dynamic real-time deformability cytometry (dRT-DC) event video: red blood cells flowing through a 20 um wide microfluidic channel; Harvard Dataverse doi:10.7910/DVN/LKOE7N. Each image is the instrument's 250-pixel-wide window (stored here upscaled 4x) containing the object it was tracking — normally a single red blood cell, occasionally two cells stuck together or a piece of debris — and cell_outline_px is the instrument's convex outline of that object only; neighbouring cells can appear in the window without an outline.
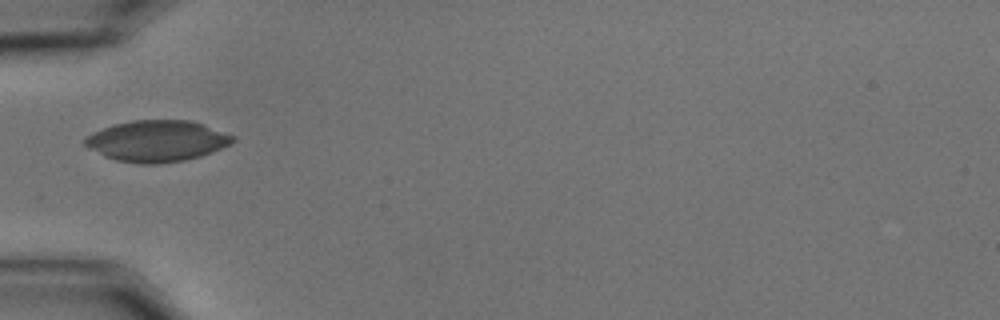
{"species": "common noctule bat (a hibernating species)", "species_latin": "Nyctalus noctula", "temperature_condition": "cold", "stored_images_in_passage": 11, "camera_frame_rate_fps": 3000, "um_per_image_px": 0.085, "animal": {"sex": "male", "body_mass_g": 15.6}, "frame": {"image": 1, "passage_image": 1, "time_ms": 0.0, "image_size_px": [1000, 320], "cell_outline_px": [[236, 140], [232, 144], [200, 156], [184, 160], [156, 164], [140, 164], [116, 160], [104, 156], [88, 148], [84, 144], [84, 140], [92, 132], [116, 124], [132, 120], [188, 120], [204, 124], [236, 136]], "centroid_in_image_um": [13.37, 11.98], "position_along_channel_um": 71.6, "area_um2": 35.49}}